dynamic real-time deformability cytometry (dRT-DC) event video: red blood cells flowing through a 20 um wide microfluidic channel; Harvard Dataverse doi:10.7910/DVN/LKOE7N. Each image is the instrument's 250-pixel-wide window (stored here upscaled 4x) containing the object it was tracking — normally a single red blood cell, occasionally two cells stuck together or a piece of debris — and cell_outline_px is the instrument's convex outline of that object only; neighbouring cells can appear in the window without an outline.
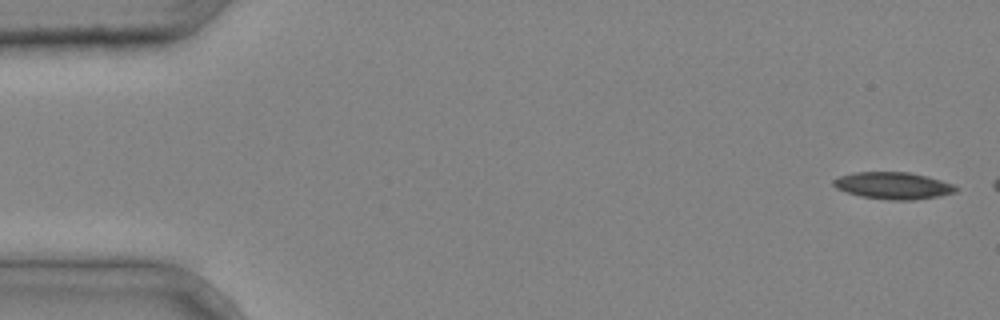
{"species": "common noctule bat (a hibernating species)", "species_latin": "Nyctalus noctula", "temperature_condition": "cold", "stored_images_in_passage": 6, "camera_frame_rate_fps": 3000, "um_per_image_px": 0.085, "animal": {"sex": "male", "body_mass_g": 20.4}, "frame": {"image": 1, "passage_image": 1, "time_ms": 0.0, "image_size_px": [1000, 320], "cell_outline_px": [[960, 188], [956, 192], [940, 196], [912, 200], [892, 200], [860, 196], [836, 188], [832, 184], [832, 180], [840, 176], [856, 172], [908, 172], [928, 176], [952, 184]], "centroid_in_image_um": [75.94, 15.77], "position_along_channel_um": 9.1, "area_um2": 19.19}}